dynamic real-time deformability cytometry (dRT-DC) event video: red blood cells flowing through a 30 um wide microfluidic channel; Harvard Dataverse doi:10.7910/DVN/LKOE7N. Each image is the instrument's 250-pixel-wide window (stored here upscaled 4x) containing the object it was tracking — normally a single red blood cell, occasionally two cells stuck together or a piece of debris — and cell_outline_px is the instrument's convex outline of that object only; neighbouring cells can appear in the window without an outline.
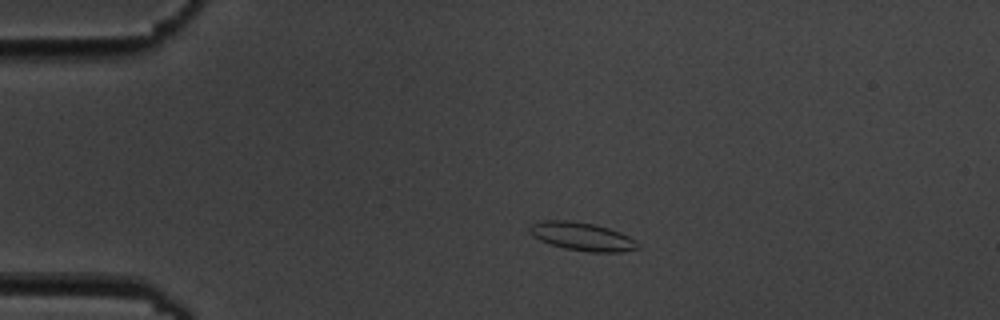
{"species": "common noctule bat (a hibernating species)", "species_latin": "Nyctalus noctula", "temperature_condition": "cold", "stored_images_in_passage": 5, "camera_frame_rate_fps": 3000, "um_per_image_px": 0.085, "animal": {"sex": "male", "body_mass_g": 19.5, "forearm_length_mm": 54.6}, "frame": {"image": 1, "passage_image": 3, "time_ms": 3.333, "image_size_px": [1000, 320], "cell_outline_px": [[640, 248], [620, 252], [588, 252], [564, 248], [540, 240], [532, 236], [528, 232], [528, 228], [532, 224], [540, 220], [568, 220], [596, 224], [620, 232], [636, 240], [640, 244]], "centroid_in_image_um": [49.48, 20.09], "position_along_channel_um": 35.5, "area_um2": 17.98}}